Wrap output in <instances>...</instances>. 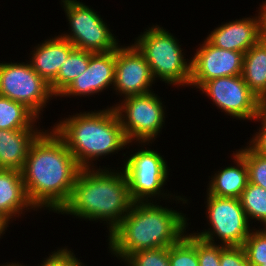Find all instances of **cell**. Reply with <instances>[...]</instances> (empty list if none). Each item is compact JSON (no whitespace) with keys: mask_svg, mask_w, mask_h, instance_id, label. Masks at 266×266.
I'll list each match as a JSON object with an SVG mask.
<instances>
[{"mask_svg":"<svg viewBox=\"0 0 266 266\" xmlns=\"http://www.w3.org/2000/svg\"><path fill=\"white\" fill-rule=\"evenodd\" d=\"M43 131L31 145L21 174L35 209L58 213L68 202L81 168L53 128Z\"/></svg>","mask_w":266,"mask_h":266,"instance_id":"1","label":"cell"},{"mask_svg":"<svg viewBox=\"0 0 266 266\" xmlns=\"http://www.w3.org/2000/svg\"><path fill=\"white\" fill-rule=\"evenodd\" d=\"M199 47L190 58L192 60L189 86L192 88L198 89L204 82L214 78L242 75V52L218 48L207 39Z\"/></svg>","mask_w":266,"mask_h":266,"instance_id":"13","label":"cell"},{"mask_svg":"<svg viewBox=\"0 0 266 266\" xmlns=\"http://www.w3.org/2000/svg\"><path fill=\"white\" fill-rule=\"evenodd\" d=\"M237 152L245 159L249 182L266 189V157L252 151L248 146Z\"/></svg>","mask_w":266,"mask_h":266,"instance_id":"27","label":"cell"},{"mask_svg":"<svg viewBox=\"0 0 266 266\" xmlns=\"http://www.w3.org/2000/svg\"><path fill=\"white\" fill-rule=\"evenodd\" d=\"M53 129L65 141L81 169L94 168L93 161L118 153L130 144L113 106L71 115Z\"/></svg>","mask_w":266,"mask_h":266,"instance_id":"4","label":"cell"},{"mask_svg":"<svg viewBox=\"0 0 266 266\" xmlns=\"http://www.w3.org/2000/svg\"><path fill=\"white\" fill-rule=\"evenodd\" d=\"M261 122L259 132H256L251 140H249L248 147L259 155L266 157V118L259 112L254 119Z\"/></svg>","mask_w":266,"mask_h":266,"instance_id":"31","label":"cell"},{"mask_svg":"<svg viewBox=\"0 0 266 266\" xmlns=\"http://www.w3.org/2000/svg\"><path fill=\"white\" fill-rule=\"evenodd\" d=\"M0 96L17 101L38 118L43 107L55 96L50 85L31 67L30 63H0ZM42 111V112H41Z\"/></svg>","mask_w":266,"mask_h":266,"instance_id":"10","label":"cell"},{"mask_svg":"<svg viewBox=\"0 0 266 266\" xmlns=\"http://www.w3.org/2000/svg\"><path fill=\"white\" fill-rule=\"evenodd\" d=\"M243 248L249 264L266 266V231L253 229L246 240Z\"/></svg>","mask_w":266,"mask_h":266,"instance_id":"26","label":"cell"},{"mask_svg":"<svg viewBox=\"0 0 266 266\" xmlns=\"http://www.w3.org/2000/svg\"><path fill=\"white\" fill-rule=\"evenodd\" d=\"M206 215L210 228L193 233L199 238L224 246H243L244 241L253 230L238 198L217 197L207 193ZM215 236V237H214Z\"/></svg>","mask_w":266,"mask_h":266,"instance_id":"9","label":"cell"},{"mask_svg":"<svg viewBox=\"0 0 266 266\" xmlns=\"http://www.w3.org/2000/svg\"><path fill=\"white\" fill-rule=\"evenodd\" d=\"M242 77L259 100L266 94V44L263 41L244 53Z\"/></svg>","mask_w":266,"mask_h":266,"instance_id":"20","label":"cell"},{"mask_svg":"<svg viewBox=\"0 0 266 266\" xmlns=\"http://www.w3.org/2000/svg\"><path fill=\"white\" fill-rule=\"evenodd\" d=\"M8 225L9 224L3 218L0 217V238L6 232L7 227H9Z\"/></svg>","mask_w":266,"mask_h":266,"instance_id":"34","label":"cell"},{"mask_svg":"<svg viewBox=\"0 0 266 266\" xmlns=\"http://www.w3.org/2000/svg\"><path fill=\"white\" fill-rule=\"evenodd\" d=\"M247 219H255L266 226V189L248 182L239 197Z\"/></svg>","mask_w":266,"mask_h":266,"instance_id":"23","label":"cell"},{"mask_svg":"<svg viewBox=\"0 0 266 266\" xmlns=\"http://www.w3.org/2000/svg\"><path fill=\"white\" fill-rule=\"evenodd\" d=\"M233 160L236 166H228L218 170L212 176L207 187V193L217 197L238 198L246 188L249 177L248 167L245 159L237 152L233 151Z\"/></svg>","mask_w":266,"mask_h":266,"instance_id":"19","label":"cell"},{"mask_svg":"<svg viewBox=\"0 0 266 266\" xmlns=\"http://www.w3.org/2000/svg\"><path fill=\"white\" fill-rule=\"evenodd\" d=\"M27 209L37 210L26 195L21 171L0 169V217L9 224Z\"/></svg>","mask_w":266,"mask_h":266,"instance_id":"18","label":"cell"},{"mask_svg":"<svg viewBox=\"0 0 266 266\" xmlns=\"http://www.w3.org/2000/svg\"><path fill=\"white\" fill-rule=\"evenodd\" d=\"M154 202H134L120 224L109 234L111 254L124 261L144 249L170 247L188 227L186 215Z\"/></svg>","mask_w":266,"mask_h":266,"instance_id":"3","label":"cell"},{"mask_svg":"<svg viewBox=\"0 0 266 266\" xmlns=\"http://www.w3.org/2000/svg\"><path fill=\"white\" fill-rule=\"evenodd\" d=\"M134 45L144 55L155 80L177 87L189 86L191 60L184 59L179 40L169 31L153 25L135 39Z\"/></svg>","mask_w":266,"mask_h":266,"instance_id":"5","label":"cell"},{"mask_svg":"<svg viewBox=\"0 0 266 266\" xmlns=\"http://www.w3.org/2000/svg\"><path fill=\"white\" fill-rule=\"evenodd\" d=\"M115 82V50L90 52L86 70L76 77L59 97L91 96L101 93Z\"/></svg>","mask_w":266,"mask_h":266,"instance_id":"14","label":"cell"},{"mask_svg":"<svg viewBox=\"0 0 266 266\" xmlns=\"http://www.w3.org/2000/svg\"><path fill=\"white\" fill-rule=\"evenodd\" d=\"M113 105L129 143L133 141L146 146L154 142L165 124L162 100L154 91L125 97ZM152 141V142H151ZM146 144V145H145Z\"/></svg>","mask_w":266,"mask_h":266,"instance_id":"7","label":"cell"},{"mask_svg":"<svg viewBox=\"0 0 266 266\" xmlns=\"http://www.w3.org/2000/svg\"><path fill=\"white\" fill-rule=\"evenodd\" d=\"M103 168L80 169L71 196L58 213L89 221H106L110 234L134 202L123 169Z\"/></svg>","mask_w":266,"mask_h":266,"instance_id":"2","label":"cell"},{"mask_svg":"<svg viewBox=\"0 0 266 266\" xmlns=\"http://www.w3.org/2000/svg\"><path fill=\"white\" fill-rule=\"evenodd\" d=\"M224 245L207 242L197 236L199 266H220V252Z\"/></svg>","mask_w":266,"mask_h":266,"instance_id":"28","label":"cell"},{"mask_svg":"<svg viewBox=\"0 0 266 266\" xmlns=\"http://www.w3.org/2000/svg\"><path fill=\"white\" fill-rule=\"evenodd\" d=\"M249 266H262V265H254V264H249Z\"/></svg>","mask_w":266,"mask_h":266,"instance_id":"37","label":"cell"},{"mask_svg":"<svg viewBox=\"0 0 266 266\" xmlns=\"http://www.w3.org/2000/svg\"><path fill=\"white\" fill-rule=\"evenodd\" d=\"M260 12H258V20H259V37L266 38V0L263 1L260 6Z\"/></svg>","mask_w":266,"mask_h":266,"instance_id":"32","label":"cell"},{"mask_svg":"<svg viewBox=\"0 0 266 266\" xmlns=\"http://www.w3.org/2000/svg\"><path fill=\"white\" fill-rule=\"evenodd\" d=\"M123 262L127 266H171L169 247L139 250L130 254Z\"/></svg>","mask_w":266,"mask_h":266,"instance_id":"25","label":"cell"},{"mask_svg":"<svg viewBox=\"0 0 266 266\" xmlns=\"http://www.w3.org/2000/svg\"><path fill=\"white\" fill-rule=\"evenodd\" d=\"M42 132L36 127L0 129V169L21 171L31 145Z\"/></svg>","mask_w":266,"mask_h":266,"instance_id":"17","label":"cell"},{"mask_svg":"<svg viewBox=\"0 0 266 266\" xmlns=\"http://www.w3.org/2000/svg\"><path fill=\"white\" fill-rule=\"evenodd\" d=\"M50 256L45 258L40 266H83L81 260L68 248H60L53 251Z\"/></svg>","mask_w":266,"mask_h":266,"instance_id":"29","label":"cell"},{"mask_svg":"<svg viewBox=\"0 0 266 266\" xmlns=\"http://www.w3.org/2000/svg\"><path fill=\"white\" fill-rule=\"evenodd\" d=\"M89 64V51L74 48L63 62L56 79L50 84L55 97H58L69 84L82 74Z\"/></svg>","mask_w":266,"mask_h":266,"instance_id":"22","label":"cell"},{"mask_svg":"<svg viewBox=\"0 0 266 266\" xmlns=\"http://www.w3.org/2000/svg\"><path fill=\"white\" fill-rule=\"evenodd\" d=\"M198 89L228 116L239 120H254L258 116L259 99L250 91L242 75L214 78Z\"/></svg>","mask_w":266,"mask_h":266,"instance_id":"11","label":"cell"},{"mask_svg":"<svg viewBox=\"0 0 266 266\" xmlns=\"http://www.w3.org/2000/svg\"><path fill=\"white\" fill-rule=\"evenodd\" d=\"M129 156L124 161L122 169L126 173L129 193L133 202H153V198H157V196L160 197L159 200L161 197L164 199L168 196L167 198L173 197V199L176 198L175 201H183L182 204H188V199L184 197H174L169 193L168 195L164 193L162 188L166 184L169 171L167 162L160 153L146 147Z\"/></svg>","mask_w":266,"mask_h":266,"instance_id":"6","label":"cell"},{"mask_svg":"<svg viewBox=\"0 0 266 266\" xmlns=\"http://www.w3.org/2000/svg\"><path fill=\"white\" fill-rule=\"evenodd\" d=\"M36 119L40 118L25 105L0 96V129L34 128Z\"/></svg>","mask_w":266,"mask_h":266,"instance_id":"21","label":"cell"},{"mask_svg":"<svg viewBox=\"0 0 266 266\" xmlns=\"http://www.w3.org/2000/svg\"><path fill=\"white\" fill-rule=\"evenodd\" d=\"M259 112L266 118V94L259 100Z\"/></svg>","mask_w":266,"mask_h":266,"instance_id":"33","label":"cell"},{"mask_svg":"<svg viewBox=\"0 0 266 266\" xmlns=\"http://www.w3.org/2000/svg\"><path fill=\"white\" fill-rule=\"evenodd\" d=\"M205 39L218 48L244 54L260 41L258 16L219 25Z\"/></svg>","mask_w":266,"mask_h":266,"instance_id":"15","label":"cell"},{"mask_svg":"<svg viewBox=\"0 0 266 266\" xmlns=\"http://www.w3.org/2000/svg\"><path fill=\"white\" fill-rule=\"evenodd\" d=\"M155 79L144 55L132 44L115 50V82L112 89L123 98L152 92ZM151 90H150V89Z\"/></svg>","mask_w":266,"mask_h":266,"instance_id":"12","label":"cell"},{"mask_svg":"<svg viewBox=\"0 0 266 266\" xmlns=\"http://www.w3.org/2000/svg\"><path fill=\"white\" fill-rule=\"evenodd\" d=\"M171 266H199L197 257V236L185 234L179 241L169 247Z\"/></svg>","mask_w":266,"mask_h":266,"instance_id":"24","label":"cell"},{"mask_svg":"<svg viewBox=\"0 0 266 266\" xmlns=\"http://www.w3.org/2000/svg\"><path fill=\"white\" fill-rule=\"evenodd\" d=\"M70 33L59 35L75 48L93 53L116 50L120 44L107 23L94 9L77 0H61Z\"/></svg>","mask_w":266,"mask_h":266,"instance_id":"8","label":"cell"},{"mask_svg":"<svg viewBox=\"0 0 266 266\" xmlns=\"http://www.w3.org/2000/svg\"><path fill=\"white\" fill-rule=\"evenodd\" d=\"M75 47L66 39L58 36L38 44L30 58L31 67L49 85L56 79L60 67Z\"/></svg>","mask_w":266,"mask_h":266,"instance_id":"16","label":"cell"},{"mask_svg":"<svg viewBox=\"0 0 266 266\" xmlns=\"http://www.w3.org/2000/svg\"><path fill=\"white\" fill-rule=\"evenodd\" d=\"M1 266H25V265H22V264H19L18 262L17 263H7V264H2Z\"/></svg>","mask_w":266,"mask_h":266,"instance_id":"35","label":"cell"},{"mask_svg":"<svg viewBox=\"0 0 266 266\" xmlns=\"http://www.w3.org/2000/svg\"><path fill=\"white\" fill-rule=\"evenodd\" d=\"M260 41H263L266 44V38H260Z\"/></svg>","mask_w":266,"mask_h":266,"instance_id":"36","label":"cell"},{"mask_svg":"<svg viewBox=\"0 0 266 266\" xmlns=\"http://www.w3.org/2000/svg\"><path fill=\"white\" fill-rule=\"evenodd\" d=\"M220 266H249L243 246H225L220 252Z\"/></svg>","mask_w":266,"mask_h":266,"instance_id":"30","label":"cell"}]
</instances>
